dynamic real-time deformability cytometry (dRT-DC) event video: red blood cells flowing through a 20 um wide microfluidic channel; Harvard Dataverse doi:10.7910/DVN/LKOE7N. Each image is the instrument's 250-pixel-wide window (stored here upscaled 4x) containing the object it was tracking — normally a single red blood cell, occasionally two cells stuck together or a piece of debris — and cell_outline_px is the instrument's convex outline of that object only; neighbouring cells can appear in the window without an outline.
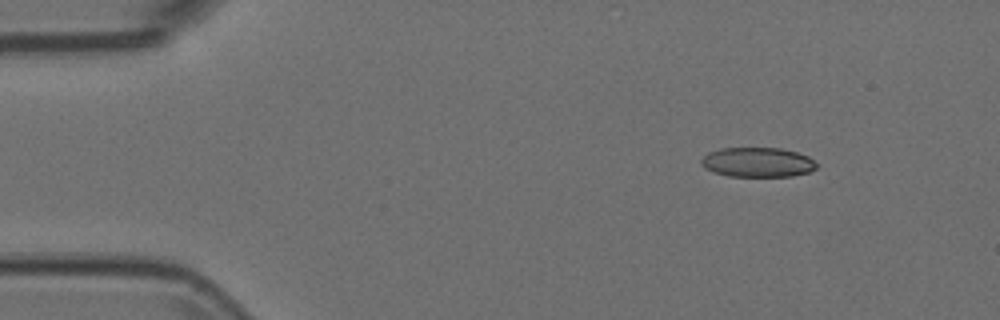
{"species": "Egyptian fruit bat (a non-hibernating species)", "species_latin": "Rousettus aegyptiacus", "temperature_condition": "room temperature", "stored_images_in_passage": 48, "camera_frame_rate_fps": 3000, "um_per_image_px": 0.085, "animal": {"sex": "female"}, "frame": {"image": 1, "passage_image": 1, "time_ms": 0.0, "image_size_px": [1000, 320], "cell_outline_px": [[820, 164], [816, 168], [808, 172], [792, 176], [728, 176], [712, 172], [704, 168], [700, 164], [700, 160], [708, 152], [720, 148], [780, 148], [796, 152], [808, 156]], "centroid_in_image_um": [64.38, 13.79], "position_along_channel_um": 20.6, "area_um2": 20.11}}
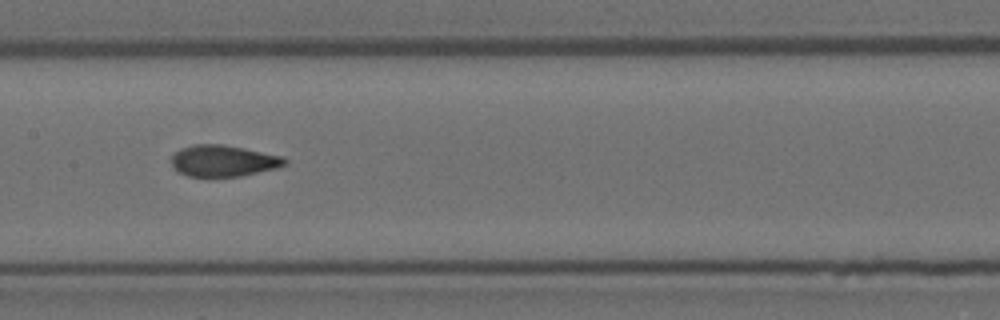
{"frame": {"image": 2, "passage_image": 21, "time_ms": 6.667, "image_size_px": [1000, 320], "cell_outline_px": [[288, 160], [284, 164], [276, 168], [240, 176], [188, 176], [180, 172], [172, 164], [172, 156], [180, 148], [192, 144], [220, 144], [244, 148], [284, 156]], "centroid_in_image_um": [18.99, 13.65], "position_along_channel_um": 188.4, "area_um2": 20.52}}
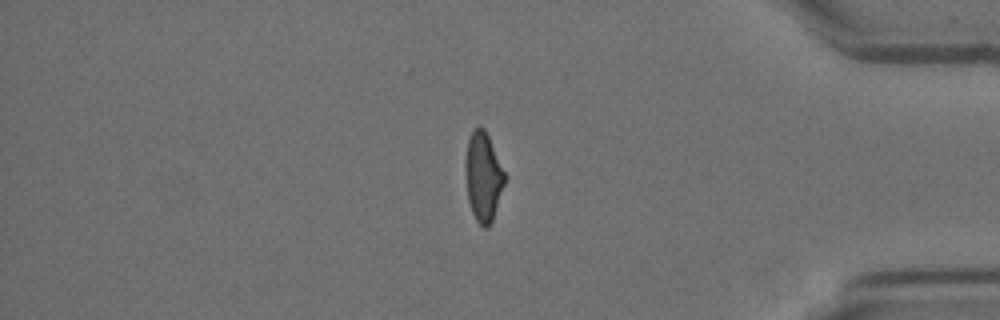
{"frame": {"image": 3, "passage_image": 40, "time_ms": 13.0, "image_size_px": [1000, 320], "cell_outline_px": [[508, 176], [492, 220], [488, 228], [484, 228], [476, 220], [472, 212], [468, 200], [464, 168], [464, 164], [468, 140], [472, 132], [480, 124], [484, 128]], "centroid_in_image_um": [41.09, 15.01], "position_along_channel_um": 394.1, "area_um2": 20.69}}